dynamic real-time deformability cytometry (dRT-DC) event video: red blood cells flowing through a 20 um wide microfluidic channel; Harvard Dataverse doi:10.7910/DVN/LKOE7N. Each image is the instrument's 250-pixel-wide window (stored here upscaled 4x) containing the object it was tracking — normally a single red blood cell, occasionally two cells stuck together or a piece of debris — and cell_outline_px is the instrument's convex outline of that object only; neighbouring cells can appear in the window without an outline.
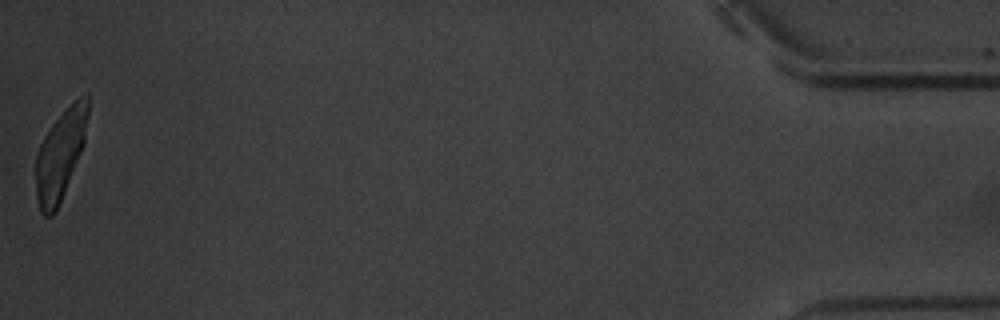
{"species": "common noctule bat (a hibernating species)", "species_latin": "Nyctalus noctula", "temperature_condition": "warm", "stored_images_in_passage": 15, "camera_frame_rate_fps": 3000, "um_per_image_px": 0.085, "animal": {"sex": "male", "body_mass_g": 20.1, "forearm_length_mm": 53.5}, "frame": {"image": 1, "passage_image": 15, "time_ms": 18.667, "image_size_px": [1000, 320], "cell_outline_px": [[88, 112], [84, 144], [56, 212], [52, 216], [44, 216], [40, 212], [36, 200], [36, 156], [40, 144], [44, 136], [52, 124], [80, 96], [88, 92]], "centroid_in_image_um": [5.11, 13.2], "position_along_channel_um": 430.1, "area_um2": 26.93}, "authors_computed_cell_mechanics": {"area_um2": 17.7446, "velocity_mm_per_s": 3.5831, "shape_relaxation_time_tau1_ms": 3.0651, "shape_relaxation_time_tau2_ms": 2.3226, "deformation_change_tau1": 0.1411, "deformation_change_tau2": 0.0756}}